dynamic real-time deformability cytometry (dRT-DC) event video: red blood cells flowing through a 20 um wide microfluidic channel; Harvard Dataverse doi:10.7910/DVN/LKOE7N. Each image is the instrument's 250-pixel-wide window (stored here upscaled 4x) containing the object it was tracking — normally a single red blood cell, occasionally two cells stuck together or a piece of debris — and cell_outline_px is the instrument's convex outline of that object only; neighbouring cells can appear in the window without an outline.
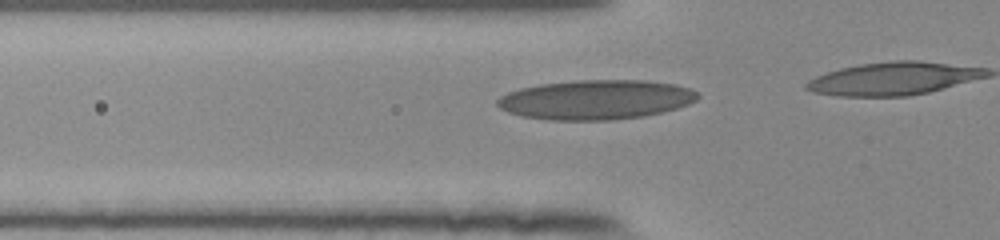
{"species": "human", "species_latin": "Homo sapiens", "temperature_condition": "room temperature", "stored_images_in_passage": 21, "camera_frame_rate_fps": 3000, "um_per_image_px": 0.085, "donor": {"sex": "female"}, "frame": {"image": 1, "passage_image": 15, "time_ms": 4.667, "image_size_px": [1000, 240], "cell_outline_px": [[700, 96], [696, 100], [688, 104], [676, 108], [644, 116], [608, 120], [548, 120], [520, 116], [508, 112], [500, 108], [496, 104], [496, 100], [500, 96], [508, 92], [520, 88], [540, 84], [580, 80], [644, 80], [676, 84], [700, 92]], "centroid_in_image_um": [50.64, 8.47], "position_along_channel_um": 75.2, "area_um2": 46.3}}
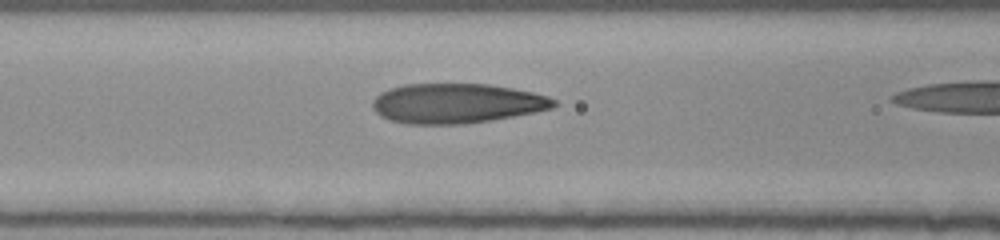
{"frame": {"image": 2, "passage_image": 19, "time_ms": 6.0, "image_size_px": [1000, 240], "cell_outline_px": [[556, 104], [552, 108], [536, 112], [492, 120], [464, 124], [408, 124], [388, 120], [380, 116], [372, 108], [372, 100], [380, 92], [388, 88], [404, 84], [488, 84], [512, 88], [532, 92], [548, 96], [556, 100]], "centroid_in_image_um": [38.77, 8.79], "position_along_channel_um": 127.8, "area_um2": 42.31}}